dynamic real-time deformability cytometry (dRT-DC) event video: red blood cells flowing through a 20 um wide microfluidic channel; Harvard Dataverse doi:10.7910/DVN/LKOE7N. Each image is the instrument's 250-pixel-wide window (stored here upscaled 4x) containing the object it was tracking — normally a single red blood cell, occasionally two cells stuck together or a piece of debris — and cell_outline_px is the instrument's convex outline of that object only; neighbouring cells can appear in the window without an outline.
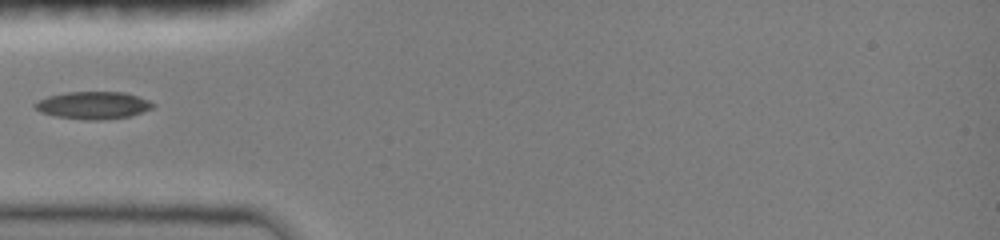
{"species": "common noctule bat (a hibernating species)", "species_latin": "Nyctalus noctula", "temperature_condition": "room temperature", "stored_images_in_passage": 26, "camera_frame_rate_fps": 3000, "um_per_image_px": 0.085, "animal": {"sex": "female", "body_mass_g": 19.0, "forearm_length_mm": 51.5}, "frame": {"image": 1, "passage_image": 1, "time_ms": 0.0, "image_size_px": [1000, 240], "cell_outline_px": [[156, 104], [152, 108], [128, 116], [100, 120], [84, 120], [56, 116], [40, 112], [32, 104], [48, 96], [64, 92], [124, 92], [148, 100]], "centroid_in_image_um": [7.89, 8.94], "position_along_channel_um": 77.1, "area_um2": 18.67}}
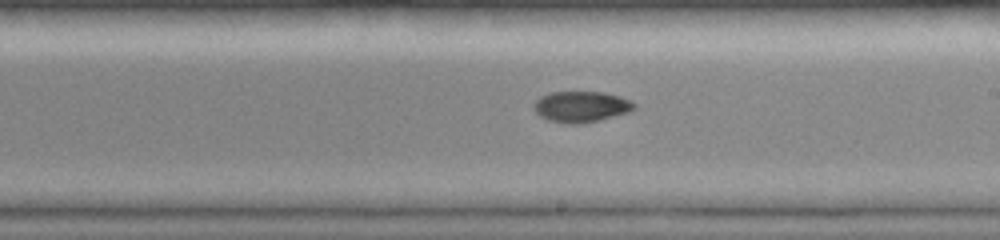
{"frame": {"image": 2, "passage_image": 11, "time_ms": 4.0, "image_size_px": [1000, 240], "cell_outline_px": [[636, 108], [628, 112], [600, 120], [580, 124], [568, 124], [548, 120], [540, 116], [532, 108], [532, 104], [540, 96], [548, 92], [604, 92], [620, 96], [632, 100], [636, 104]], "centroid_in_image_um": [49.39, 9.06], "position_along_channel_um": 239.6, "area_um2": 18.38}}
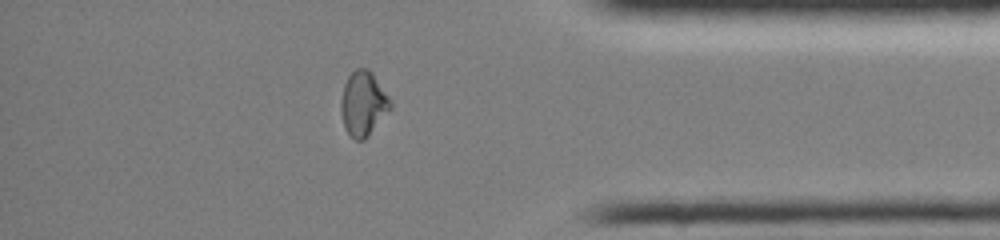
{"frame": {"image": 3, "passage_image": 22, "time_ms": 8.333, "image_size_px": [1000, 240], "cell_outline_px": [[392, 108], [368, 136], [364, 140], [356, 140], [344, 128], [340, 112], [340, 104], [344, 84], [348, 76], [356, 68], [364, 68], [372, 72], [392, 104]], "centroid_in_image_um": [30.85, 8.82], "position_along_channel_um": 404.3, "area_um2": 18.44}}